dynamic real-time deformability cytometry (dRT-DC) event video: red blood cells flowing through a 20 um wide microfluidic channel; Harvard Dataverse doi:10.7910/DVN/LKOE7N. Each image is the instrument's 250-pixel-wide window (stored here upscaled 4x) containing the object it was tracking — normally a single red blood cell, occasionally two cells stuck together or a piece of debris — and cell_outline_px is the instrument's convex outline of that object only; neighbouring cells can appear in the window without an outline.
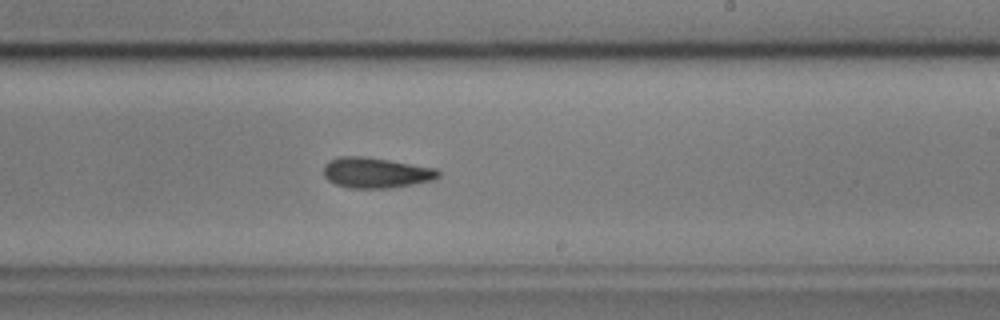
{"species": "common noctule bat (a hibernating species)", "species_latin": "Nyctalus noctula", "temperature_condition": "cold", "stored_images_in_passage": 55, "camera_frame_rate_fps": 3000, "um_per_image_px": 0.085, "animal": {"sex": "male", "body_mass_g": 17.9, "forearm_length_mm": 54.2}, "frame": {"image": 1, "passage_image": 32, "time_ms": 10.333, "image_size_px": [1000, 320], "cell_outline_px": [[440, 176], [432, 180], [412, 184], [388, 188], [348, 188], [336, 184], [328, 180], [324, 176], [324, 164], [328, 160], [340, 156], [364, 156], [436, 168], [440, 172]], "centroid_in_image_um": [31.92, 14.67], "position_along_channel_um": 257.1, "area_um2": 20.35}}
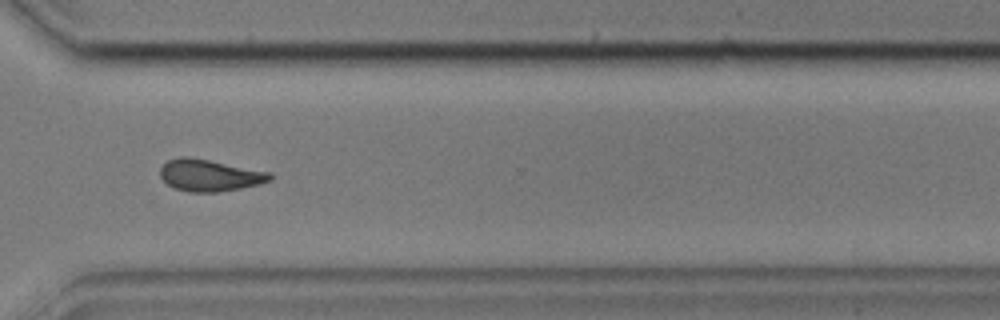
{"frame": {"image": 2, "passage_image": 40, "time_ms": 13.0, "image_size_px": [1000, 320], "cell_outline_px": [[272, 180], [260, 184], [240, 188], [216, 192], [188, 192], [176, 188], [168, 184], [160, 176], [160, 168], [168, 160], [180, 156], [188, 156], [272, 172]], "centroid_in_image_um": [17.84, 14.89], "position_along_channel_um": 352.8, "area_um2": 20.35}}